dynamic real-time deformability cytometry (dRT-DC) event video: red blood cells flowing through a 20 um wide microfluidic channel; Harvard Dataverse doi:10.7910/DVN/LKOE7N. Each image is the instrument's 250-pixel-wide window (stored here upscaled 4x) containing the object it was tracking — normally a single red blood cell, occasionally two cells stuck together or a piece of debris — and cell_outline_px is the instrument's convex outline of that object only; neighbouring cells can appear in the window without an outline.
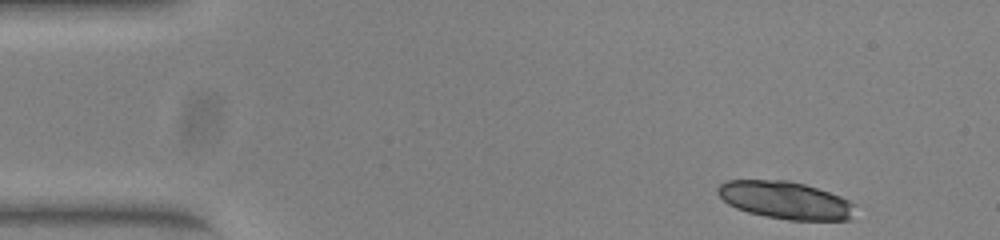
{"species": "common noctule bat (a hibernating species)", "species_latin": "Nyctalus noctula", "temperature_condition": "warm", "stored_images_in_passage": 18, "camera_frame_rate_fps": 3000, "um_per_image_px": 0.085, "animal": {"sex": "female", "body_mass_g": 23.0, "forearm_length_mm": 53.4}, "frame": {"image": 1, "passage_image": 1, "time_ms": 0.0, "image_size_px": [1000, 240], "cell_outline_px": [[852, 204], [848, 220], [788, 220], [748, 212], [736, 208], [728, 204], [716, 192], [716, 188], [720, 184], [728, 180], [788, 180], [804, 184], [840, 196], [848, 200]], "centroid_in_image_um": [66.67, 17.0], "position_along_channel_um": 18.3, "area_um2": 29.54}}